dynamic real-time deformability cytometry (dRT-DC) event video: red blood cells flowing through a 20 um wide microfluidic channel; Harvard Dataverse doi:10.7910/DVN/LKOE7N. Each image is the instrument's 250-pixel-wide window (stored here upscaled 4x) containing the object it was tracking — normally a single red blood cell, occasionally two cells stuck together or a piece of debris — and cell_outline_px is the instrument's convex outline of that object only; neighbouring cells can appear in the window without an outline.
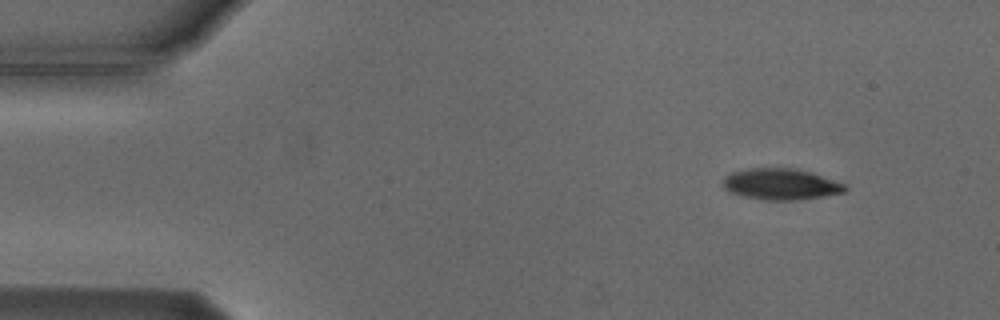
{"species": "Egyptian fruit bat (a non-hibernating species)", "species_latin": "Rousettus aegyptiacus", "temperature_condition": "cold", "stored_images_in_passage": 5, "camera_frame_rate_fps": 3000, "um_per_image_px": 0.085, "animal": {"sex": "male"}, "frame": {"image": 1, "passage_image": 1, "time_ms": 0.0, "image_size_px": [1000, 320], "cell_outline_px": [[848, 188], [844, 192], [820, 196], [792, 200], [764, 200], [744, 196], [728, 192], [724, 188], [724, 176], [732, 172], [748, 168], [796, 168], [812, 172], [848, 184]], "centroid_in_image_um": [66.39, 15.64], "position_along_channel_um": 18.6, "area_um2": 22.25}}
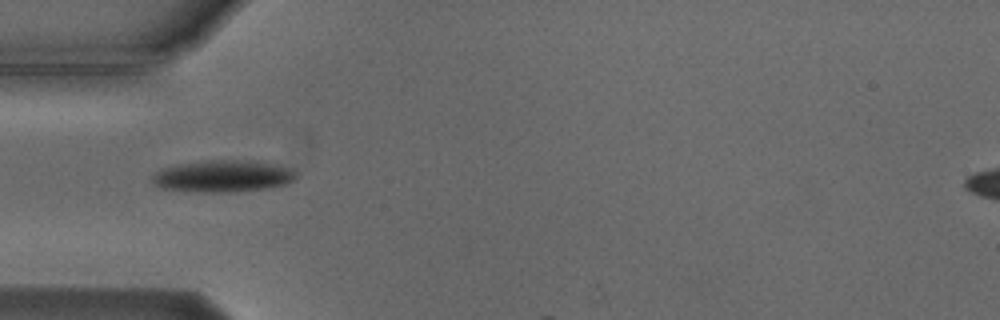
{"frame": {"image": 2, "passage_image": 4, "time_ms": 3.667, "image_size_px": [1000, 320], "cell_outline_px": [[296, 176], [292, 180], [284, 184], [264, 188], [232, 192], [200, 192], [160, 188], [152, 184], [152, 176], [160, 168], [176, 164], [200, 160], [256, 160], [296, 168]], "centroid_in_image_um": [18.92, 14.95], "position_along_channel_um": 66.1, "area_um2": 27.17}}